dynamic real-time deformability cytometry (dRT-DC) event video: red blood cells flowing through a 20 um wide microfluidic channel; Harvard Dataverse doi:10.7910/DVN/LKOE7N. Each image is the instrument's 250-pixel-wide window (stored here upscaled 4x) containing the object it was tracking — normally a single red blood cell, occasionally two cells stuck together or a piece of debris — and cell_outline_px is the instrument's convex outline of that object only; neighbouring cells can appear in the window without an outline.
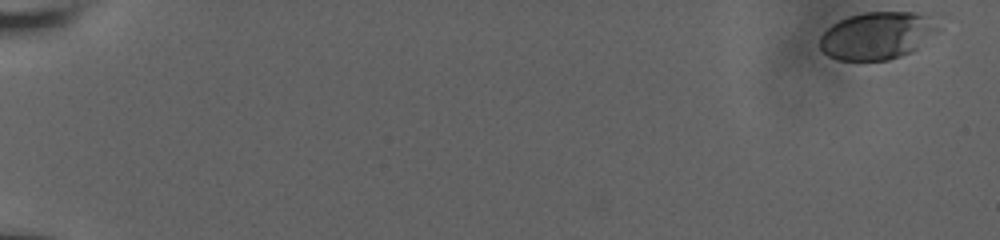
{"species": "human", "species_latin": "Homo sapiens", "temperature_condition": "room temperature", "stored_images_in_passage": 57, "camera_frame_rate_fps": 3000, "um_per_image_px": 0.085, "donor": {"sex": "male"}, "frame": {"image": 1, "passage_image": 1, "time_ms": 0.0, "image_size_px": [1000, 240], "cell_outline_px": [[940, 28], [936, 32], [916, 48], [900, 56], [888, 60], [840, 60], [828, 56], [820, 48], [820, 36], [832, 24], [848, 16], [864, 12], [916, 12], [928, 16]], "centroid_in_image_um": [74.52, 3.02], "position_along_channel_um": 10.5, "area_um2": 32.37}}
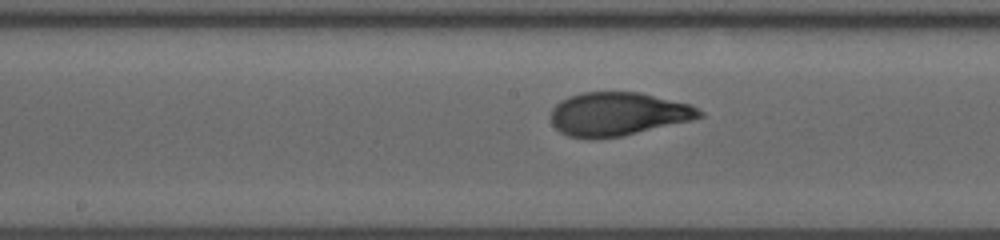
{"frame": {"image": 2, "passage_image": 32, "time_ms": 10.333, "image_size_px": [1000, 240], "cell_outline_px": [[704, 116], [692, 120], [620, 136], [588, 140], [568, 136], [560, 132], [552, 124], [552, 108], [560, 100], [568, 96], [584, 92], [640, 92], [692, 104], [704, 112]], "centroid_in_image_um": [52.53, 9.69], "position_along_channel_um": 195.7, "area_um2": 37.86}}
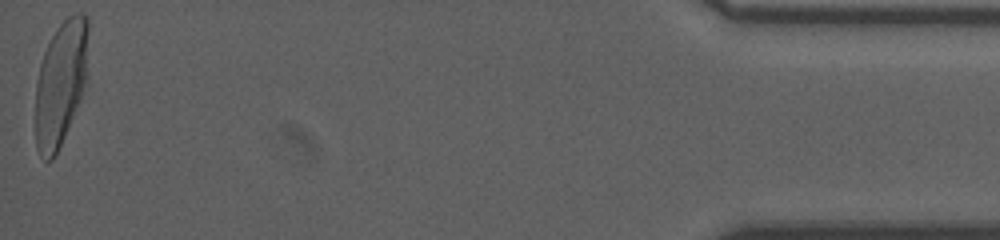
{"frame": {"image": 3, "passage_image": 57, "time_ms": 18.667, "image_size_px": [1000, 240], "cell_outline_px": [[88, 32], [84, 84], [80, 100], [64, 136], [52, 160], [44, 160], [40, 156], [36, 148], [36, 80], [40, 64], [44, 52], [56, 28], [68, 16], [76, 12], [80, 12], [88, 16]], "centroid_in_image_um": [5.14, 7.04], "position_along_channel_um": 430.1, "area_um2": 37.92}, "authors_computed_cell_mechanics": {"area_um2": 36.7608, "velocity_mm_per_s": 3.8071, "shape_relaxation_time_tau1_ms": 5.2023, "shape_relaxation_time_tau2_ms": null, "deformation_change_tau1": 0.2113, "deformation_change_tau2": null}}